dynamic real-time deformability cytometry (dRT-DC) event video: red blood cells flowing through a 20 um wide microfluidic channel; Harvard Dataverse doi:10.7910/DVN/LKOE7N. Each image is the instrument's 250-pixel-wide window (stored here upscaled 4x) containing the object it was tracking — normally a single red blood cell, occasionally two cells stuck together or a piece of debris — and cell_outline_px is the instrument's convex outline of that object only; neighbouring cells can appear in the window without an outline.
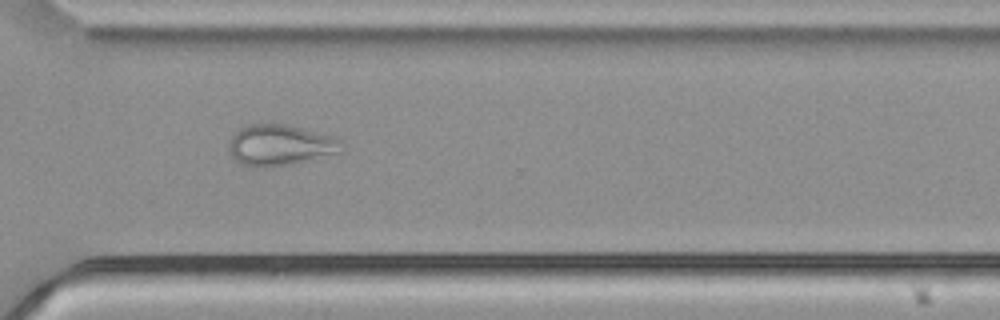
{"species": "common noctule bat (a hibernating species)", "species_latin": "Nyctalus noctula", "temperature_condition": "cold", "stored_images_in_passage": 44, "camera_frame_rate_fps": 3000, "um_per_image_px": 0.085, "animal": {"sex": "male", "body_mass_g": 21.5, "forearm_length_mm": 52.0}, "frame": {"image": 1, "passage_image": 30, "time_ms": 9.667, "image_size_px": [1000, 320], "cell_outline_px": [[348, 144], [340, 152], [296, 164], [264, 168], [248, 168], [240, 164], [232, 156], [228, 148], [228, 144], [236, 128], [248, 124], [288, 124], [336, 136], [344, 140]], "centroid_in_image_um": [23.85, 12.34], "position_along_channel_um": 346.8, "area_um2": 28.03}}
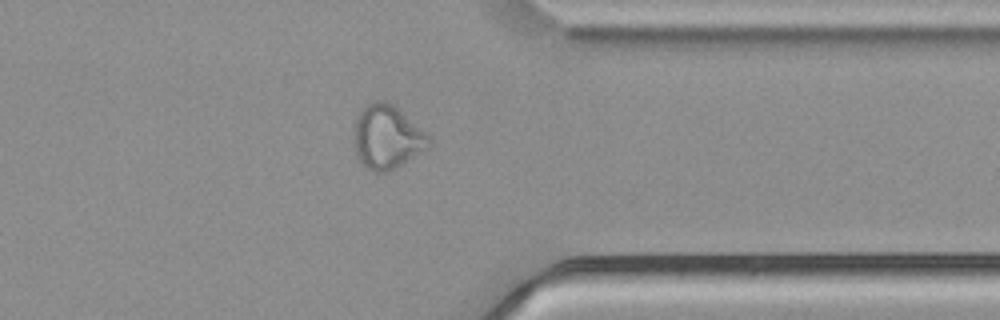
{"frame": {"image": 2, "passage_image": 33, "time_ms": 10.667, "image_size_px": [1000, 320], "cell_outline_px": [[432, 144], [428, 148], [388, 172], [372, 172], [360, 164], [356, 156], [352, 140], [356, 116], [364, 104], [372, 100], [384, 100], [392, 104], [428, 132], [432, 136]], "centroid_in_image_um": [32.88, 11.64], "position_along_channel_um": 378.5, "area_um2": 28.73}}
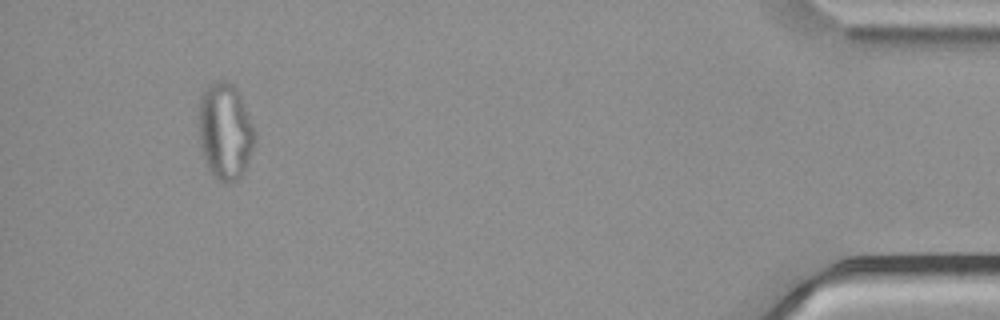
{"frame": {"image": 3, "passage_image": 41, "time_ms": 13.333, "image_size_px": [1000, 320], "cell_outline_px": [[256, 140], [248, 164], [244, 172], [236, 180], [228, 184], [224, 184], [212, 176], [208, 168], [200, 148], [200, 96], [204, 88], [208, 84], [220, 80], [228, 80], [236, 88], [244, 104], [256, 132]], "centroid_in_image_um": [19.15, 11.18], "position_along_channel_um": 416.0, "area_um2": 31.85}, "authors_computed_cell_mechanics": {"area_um2": 28.8133, "velocity_mm_per_s": 3.7983, "shape_relaxation_time_tau1_ms": null, "shape_relaxation_time_tau2_ms": 2.4934, "deformation_change_tau1": null, "deformation_change_tau2": 0.0925}}